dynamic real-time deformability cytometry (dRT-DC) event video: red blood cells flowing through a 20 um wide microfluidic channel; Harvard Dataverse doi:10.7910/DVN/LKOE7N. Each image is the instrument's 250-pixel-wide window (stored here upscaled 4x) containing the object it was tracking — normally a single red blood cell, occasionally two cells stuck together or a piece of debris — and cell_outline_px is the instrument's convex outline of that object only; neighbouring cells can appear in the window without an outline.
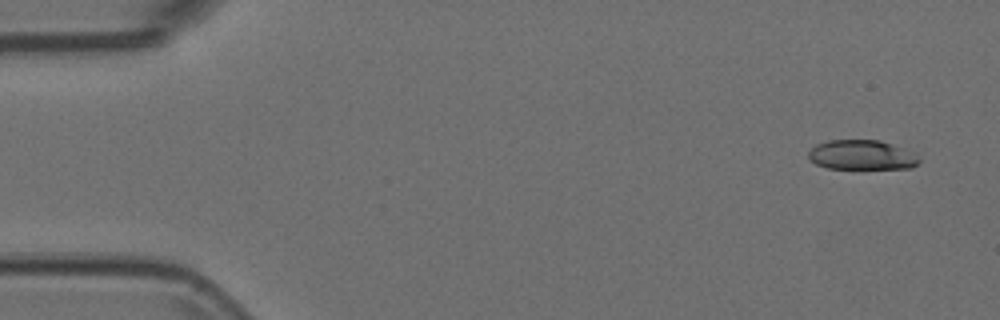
{"species": "Egyptian fruit bat (a non-hibernating species)", "species_latin": "Rousettus aegyptiacus", "temperature_condition": "room temperature", "stored_images_in_passage": 52, "camera_frame_rate_fps": 3000, "um_per_image_px": 0.085, "animal": {"sex": "female"}, "frame": {"image": 1, "passage_image": 1, "time_ms": 0.0, "image_size_px": [1000, 320], "cell_outline_px": [[920, 160], [912, 168], [828, 168], [816, 164], [808, 160], [808, 152], [816, 144], [828, 140], [880, 140], [904, 148], [912, 152]], "centroid_in_image_um": [73.21, 13.16], "position_along_channel_um": 11.8, "area_um2": 19.07}}
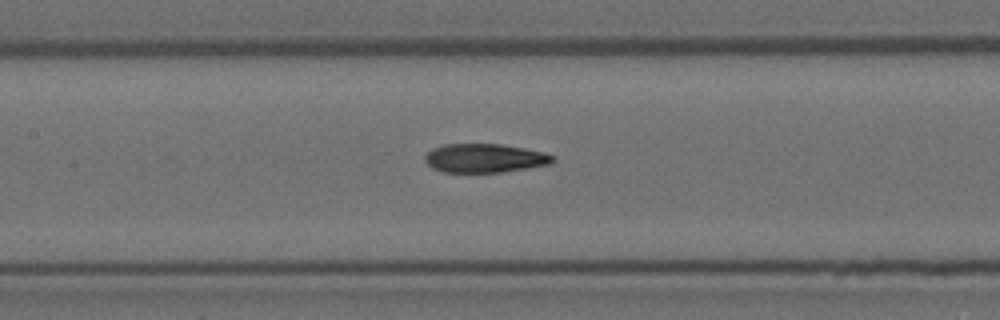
{"frame": {"image": 2, "passage_image": 23, "time_ms": 7.333, "image_size_px": [1000, 320], "cell_outline_px": [[556, 160], [552, 164], [528, 168], [500, 172], [444, 172], [432, 168], [424, 160], [424, 156], [432, 148], [444, 144], [500, 144], [524, 148], [544, 152], [556, 156]], "centroid_in_image_um": [41.23, 13.44], "position_along_channel_um": 166.2, "area_um2": 21.62}}
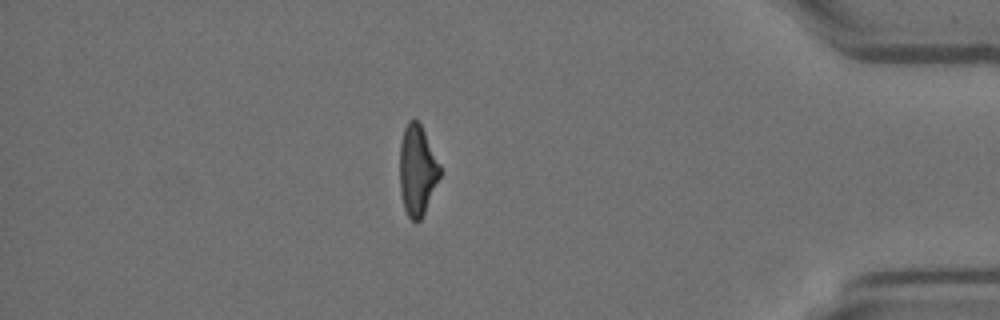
{"frame": {"image": 3, "passage_image": 45, "time_ms": 14.667, "image_size_px": [1000, 320], "cell_outline_px": [[440, 176], [424, 212], [420, 220], [416, 224], [408, 216], [404, 208], [400, 192], [400, 140], [404, 128], [408, 120], [416, 120], [420, 124], [440, 164]], "centroid_in_image_um": [35.44, 14.48], "position_along_channel_um": 399.8, "area_um2": 20.98}}